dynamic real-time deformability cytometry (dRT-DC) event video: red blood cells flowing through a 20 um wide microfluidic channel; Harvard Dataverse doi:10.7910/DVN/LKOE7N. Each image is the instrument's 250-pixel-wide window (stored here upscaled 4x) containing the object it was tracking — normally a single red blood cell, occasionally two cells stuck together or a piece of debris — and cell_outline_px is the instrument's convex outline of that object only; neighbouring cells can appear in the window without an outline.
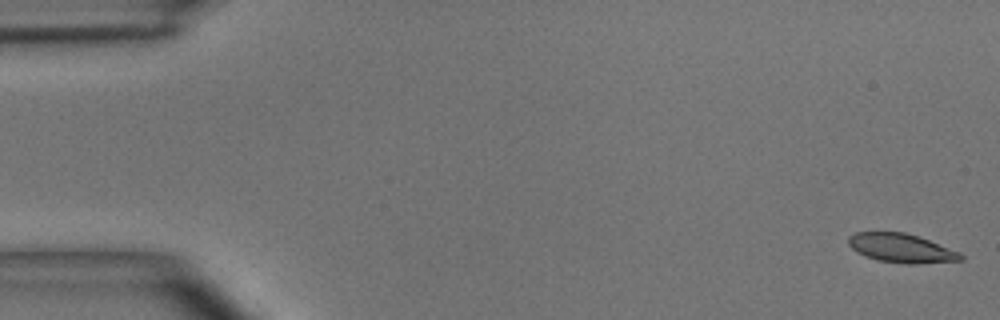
{"species": "common noctule bat (a hibernating species)", "species_latin": "Nyctalus noctula", "temperature_condition": "room temperature", "stored_images_in_passage": 49, "camera_frame_rate_fps": 3000, "um_per_image_px": 0.085, "animal": {"sex": "male", "body_mass_g": 15.6}, "frame": {"image": 1, "passage_image": 1, "time_ms": 0.0, "image_size_px": [1000, 320], "cell_outline_px": [[964, 260], [916, 264], [908, 264], [876, 260], [864, 256], [856, 252], [848, 244], [848, 236], [856, 232], [904, 232], [928, 240], [960, 252], [964, 256]], "centroid_in_image_um": [76.59, 21.1], "position_along_channel_um": 8.4, "area_um2": 18.96}}
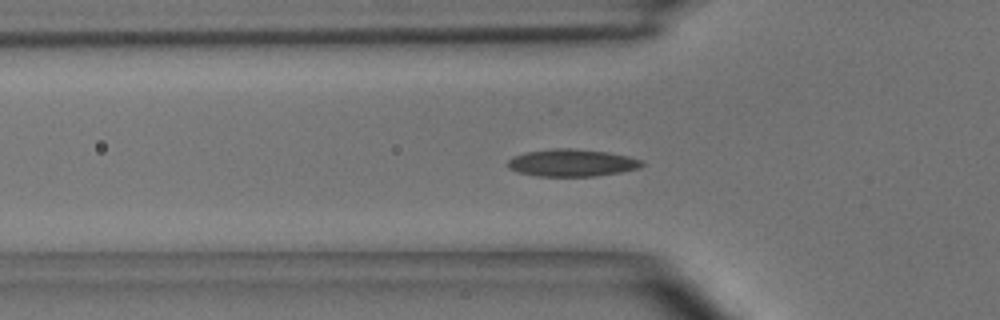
{"frame": {"image": 2, "passage_image": 16, "time_ms": 5.0, "image_size_px": [1000, 320], "cell_outline_px": [[644, 164], [640, 168], [620, 172], [596, 176], [536, 176], [520, 172], [508, 168], [508, 160], [512, 156], [524, 152], [552, 148], [572, 148], [608, 152], [628, 156], [644, 160]], "centroid_in_image_um": [48.62, 13.83], "position_along_channel_um": 77.2, "area_um2": 21.5}}
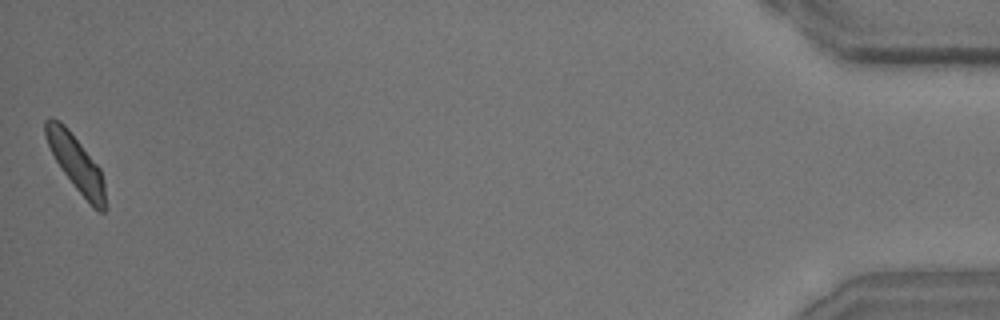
{"frame": {"image": 3, "passage_image": 49, "time_ms": 16.0, "image_size_px": [1000, 320], "cell_outline_px": [[108, 208], [104, 212], [100, 212], [92, 208], [76, 188], [64, 172], [56, 160], [44, 136], [44, 120], [48, 116], [52, 116], [60, 120], [68, 128], [100, 168], [104, 184]], "centroid_in_image_um": [6.48, 13.88], "position_along_channel_um": 428.7, "area_um2": 19.54}, "authors_computed_cell_mechanics": {"area_um2": 19.5364, "velocity_mm_per_s": 4.0389, "shape_relaxation_time_tau1_ms": 2.9454, "shape_relaxation_time_tau2_ms": 2.6882, "deformation_change_tau1": 0.1248, "deformation_change_tau2": 0.0779}}